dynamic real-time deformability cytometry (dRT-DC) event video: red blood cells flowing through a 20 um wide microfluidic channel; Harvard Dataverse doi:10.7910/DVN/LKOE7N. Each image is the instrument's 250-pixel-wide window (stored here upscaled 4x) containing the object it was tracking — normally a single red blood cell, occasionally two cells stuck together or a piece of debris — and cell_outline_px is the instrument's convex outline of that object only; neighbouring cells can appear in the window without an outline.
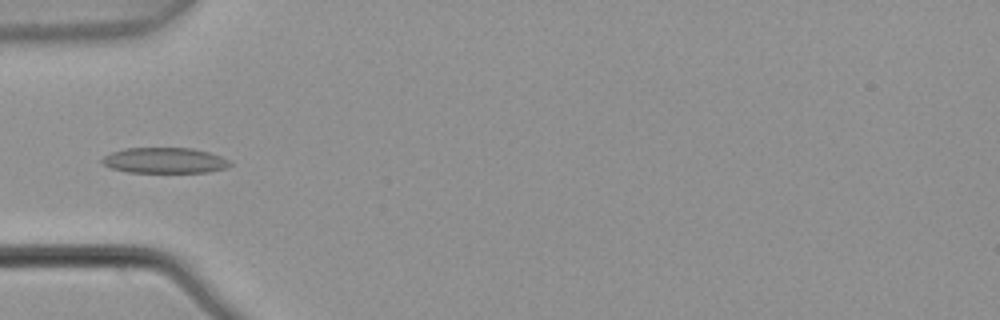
{"species": "common noctule bat (a hibernating species)", "species_latin": "Nyctalus noctula", "temperature_condition": "warm", "stored_images_in_passage": 5, "camera_frame_rate_fps": 3000, "um_per_image_px": 0.085, "animal": {"sex": "male", "body_mass_g": 21.5, "forearm_length_mm": 52.0}, "frame": {"image": 1, "passage_image": 3, "time_ms": 0.667, "image_size_px": [1000, 320], "cell_outline_px": [[232, 164], [228, 168], [208, 172], [128, 172], [112, 168], [104, 164], [100, 160], [104, 156], [112, 152], [124, 148], [192, 148], [208, 152], [220, 156], [228, 160]], "centroid_in_image_um": [14.01, 13.64], "position_along_channel_um": 71.0, "area_um2": 19.02}}
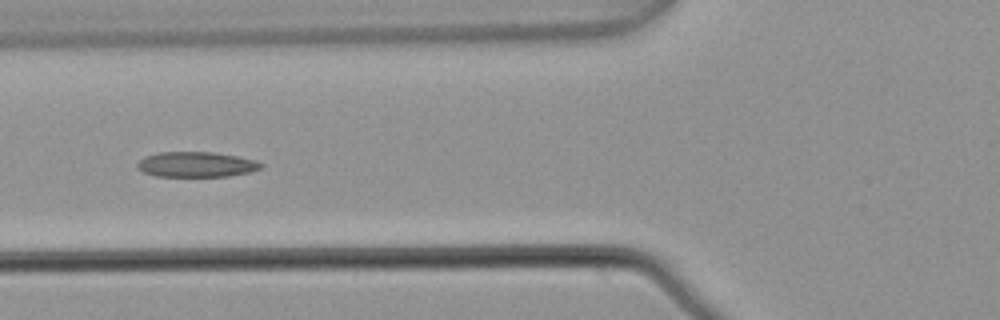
{"frame": {"image": 2, "passage_image": 4, "time_ms": 1.0, "image_size_px": [1000, 320], "cell_outline_px": [[264, 164], [260, 168], [252, 172], [228, 176], [156, 176], [144, 172], [136, 168], [136, 164], [144, 156], [156, 152], [212, 152], [236, 156], [256, 160]], "centroid_in_image_um": [16.67, 13.97], "position_along_channel_um": 109.1, "area_um2": 18.26}}
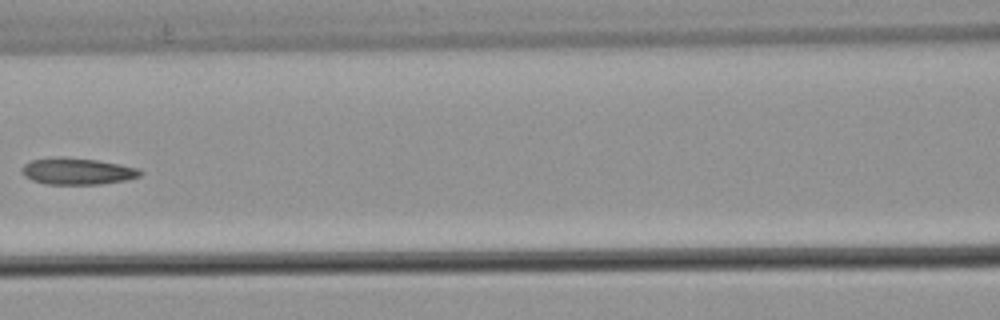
{"frame": {"image": 3, "passage_image": 5, "time_ms": 1.333, "image_size_px": [1000, 320], "cell_outline_px": [[144, 172], [140, 176], [128, 180], [100, 184], [48, 184], [32, 180], [24, 176], [20, 172], [20, 168], [24, 164], [32, 160], [96, 160], [120, 164], [140, 168]], "centroid_in_image_um": [6.65, 14.61], "position_along_channel_um": 160.0, "area_um2": 17.63}}